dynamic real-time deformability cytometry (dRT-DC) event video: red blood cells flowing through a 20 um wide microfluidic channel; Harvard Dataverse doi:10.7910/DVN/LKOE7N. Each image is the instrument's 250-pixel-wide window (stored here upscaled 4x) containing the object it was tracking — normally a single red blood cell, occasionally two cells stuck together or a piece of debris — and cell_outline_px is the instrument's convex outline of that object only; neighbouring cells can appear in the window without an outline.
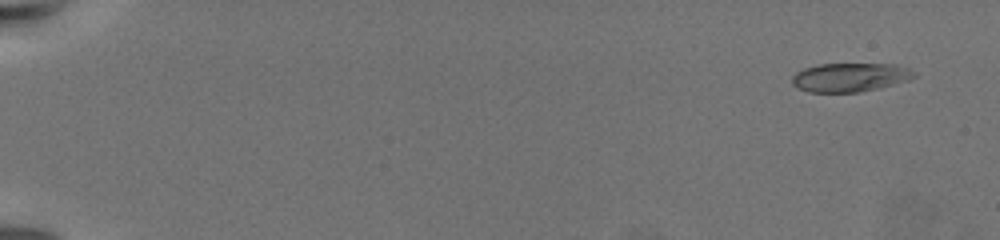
{"species": "common noctule bat (a hibernating species)", "species_latin": "Nyctalus noctula", "temperature_condition": "warm", "stored_images_in_passage": 15, "camera_frame_rate_fps": 3000, "um_per_image_px": 0.085, "animal": {"sex": "female", "body_mass_g": 19.5, "forearm_length_mm": 54.1}, "frame": {"image": 1, "passage_image": 2, "time_ms": 1.0, "image_size_px": [1000, 240], "cell_outline_px": [[916, 76], [908, 80], [880, 88], [860, 92], [808, 92], [796, 88], [792, 84], [792, 76], [796, 72], [804, 68], [820, 64], [896, 64], [908, 68], [916, 72]], "centroid_in_image_um": [72.25, 6.57], "position_along_channel_um": 12.8, "area_um2": 20.63}}
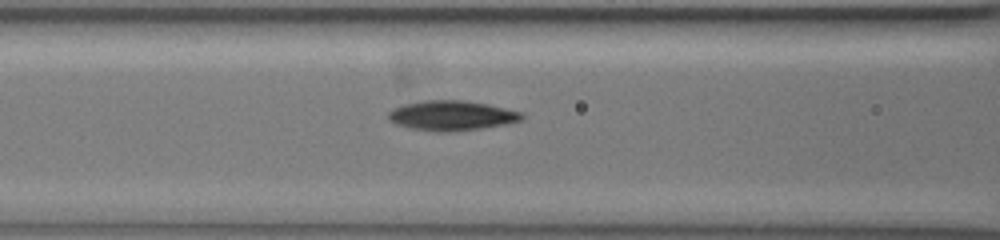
{"frame": {"image": 2, "passage_image": 11, "time_ms": 10.333, "image_size_px": [1000, 240], "cell_outline_px": [[524, 116], [520, 120], [504, 124], [480, 128], [452, 132], [436, 132], [408, 128], [396, 124], [388, 120], [388, 112], [392, 108], [404, 104], [424, 100], [460, 100], [488, 104], [520, 112]], "centroid_in_image_um": [38.31, 9.83], "position_along_channel_um": 128.3, "area_um2": 23.18}}
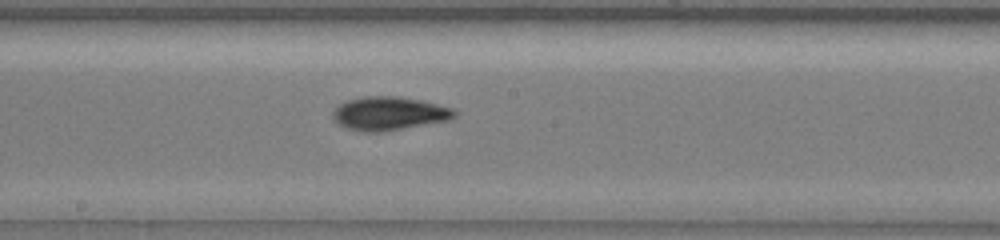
{"frame": {"image": 3, "passage_image": 14, "time_ms": 13.0, "image_size_px": [1000, 240], "cell_outline_px": [[456, 116], [448, 120], [384, 132], [360, 132], [348, 128], [332, 120], [332, 112], [340, 104], [348, 100], [364, 96], [400, 96], [420, 100], [452, 108], [456, 112]], "centroid_in_image_um": [33.05, 9.65], "position_along_channel_um": 215.2, "area_um2": 23.76}}